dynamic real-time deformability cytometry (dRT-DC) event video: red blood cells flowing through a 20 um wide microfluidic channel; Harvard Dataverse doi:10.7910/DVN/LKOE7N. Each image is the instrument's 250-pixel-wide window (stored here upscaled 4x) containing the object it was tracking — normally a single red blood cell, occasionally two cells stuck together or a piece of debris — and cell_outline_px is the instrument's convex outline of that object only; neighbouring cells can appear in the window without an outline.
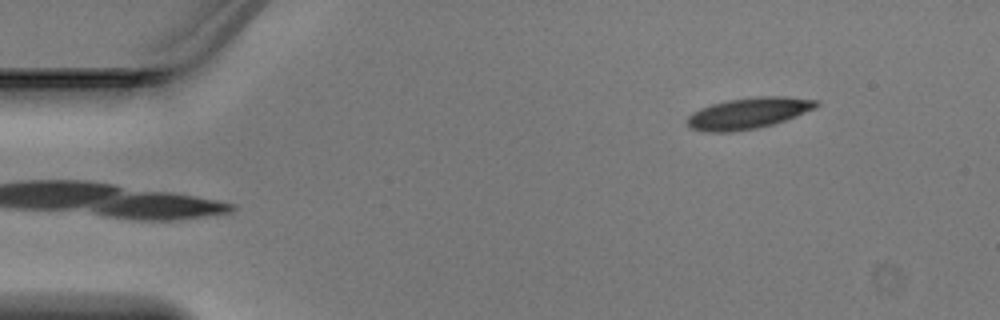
{"species": "Egyptian fruit bat (a non-hibernating species)", "species_latin": "Rousettus aegyptiacus", "temperature_condition": "warm", "stored_images_in_passage": 4, "camera_frame_rate_fps": 3000, "um_per_image_px": 0.085, "animal": {"sex": "male"}, "frame": {"image": 1, "passage_image": 4, "time_ms": 1.0, "image_size_px": [1000, 320], "cell_outline_px": [[820, 104], [816, 108], [796, 116], [772, 124], [756, 128], [728, 132], [708, 132], [692, 128], [688, 124], [688, 116], [692, 112], [700, 108], [712, 104], [728, 100], [760, 96], [784, 96], [820, 100]], "centroid_in_image_um": [63.65, 9.61], "position_along_channel_um": 21.4, "area_um2": 23.24}}